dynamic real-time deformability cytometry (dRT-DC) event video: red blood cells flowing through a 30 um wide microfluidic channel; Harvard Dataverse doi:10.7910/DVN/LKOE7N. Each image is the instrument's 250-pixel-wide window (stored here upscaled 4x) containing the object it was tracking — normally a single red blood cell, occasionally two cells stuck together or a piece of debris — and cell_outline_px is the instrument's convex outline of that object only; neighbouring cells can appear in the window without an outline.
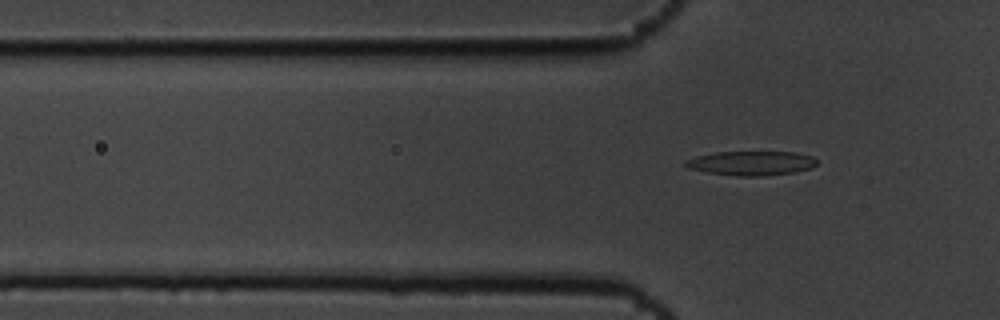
{"species": "common noctule bat (a hibernating species)", "species_latin": "Nyctalus noctula", "temperature_condition": "cold", "stored_images_in_passage": 7, "camera_frame_rate_fps": 3000, "um_per_image_px": 0.085, "animal": {"sex": "male", "body_mass_g": 19.5, "forearm_length_mm": 54.6}, "frame": {"image": 1, "passage_image": 7, "time_ms": 2.0, "image_size_px": [1000, 320], "cell_outline_px": [[816, 164], [812, 168], [796, 172], [764, 176], [736, 176], [708, 172], [688, 168], [684, 164], [684, 160], [696, 156], [716, 152], [796, 152], [812, 156], [816, 160]], "centroid_in_image_um": [63.87, 13.87], "position_along_channel_um": 61.9, "area_um2": 18.67}}